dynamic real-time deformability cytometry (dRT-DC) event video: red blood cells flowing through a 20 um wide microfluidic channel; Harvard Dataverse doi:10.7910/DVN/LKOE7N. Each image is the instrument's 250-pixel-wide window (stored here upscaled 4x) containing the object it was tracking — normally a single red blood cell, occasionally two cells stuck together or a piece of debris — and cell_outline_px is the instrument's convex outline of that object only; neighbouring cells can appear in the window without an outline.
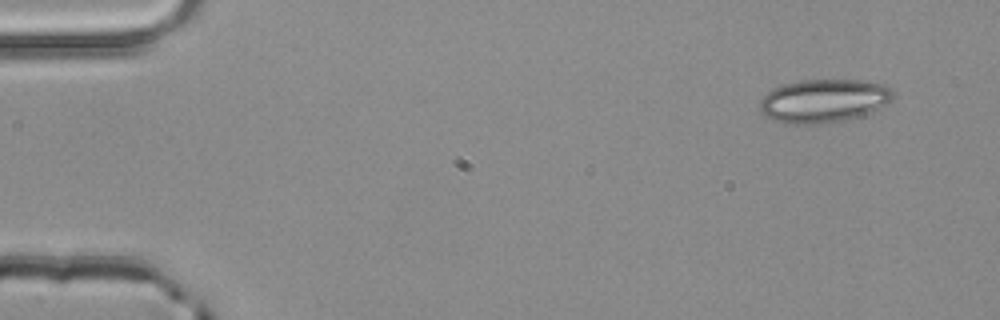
{"species": "common noctule bat (a hibernating species)", "species_latin": "Nyctalus noctula", "temperature_condition": "room temperature", "stored_images_in_passage": 4, "camera_frame_rate_fps": 3000, "um_per_image_px": 0.085, "animal": {"sex": "male", "body_mass_g": 20.4}, "frame": {"image": 1, "passage_image": 1, "time_ms": 0.0, "image_size_px": [1000, 320], "cell_outline_px": [[892, 96], [888, 104], [868, 112], [856, 116], [824, 124], [788, 124], [772, 120], [760, 112], [760, 100], [772, 88], [784, 84], [800, 80], [868, 80], [884, 84], [892, 92]], "centroid_in_image_um": [69.97, 8.56], "position_along_channel_um": 15.0, "area_um2": 33.58}}